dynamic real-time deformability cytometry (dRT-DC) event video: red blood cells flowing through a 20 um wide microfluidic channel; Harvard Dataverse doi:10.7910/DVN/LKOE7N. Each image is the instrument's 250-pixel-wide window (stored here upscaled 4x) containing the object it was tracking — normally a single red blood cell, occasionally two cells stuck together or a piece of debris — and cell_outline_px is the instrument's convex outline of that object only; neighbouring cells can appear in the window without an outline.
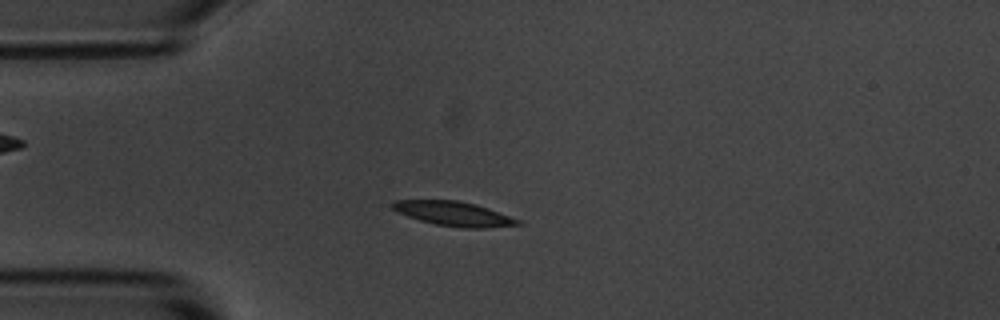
{"species": "common noctule bat (a hibernating species)", "species_latin": "Nyctalus noctula", "temperature_condition": "room temperature", "stored_images_in_passage": 52, "camera_frame_rate_fps": 3000, "um_per_image_px": 0.085, "animal": {"sex": "male", "body_mass_g": 20.1, "forearm_length_mm": 53.5}, "frame": {"image": 1, "passage_image": 10, "time_ms": 3.0, "image_size_px": [1000, 320], "cell_outline_px": [[524, 224], [484, 228], [464, 228], [436, 224], [420, 220], [396, 212], [388, 204], [392, 200], [456, 200], [476, 204], [488, 208], [520, 220]], "centroid_in_image_um": [38.53, 18.15], "position_along_channel_um": 46.5, "area_um2": 17.86}}
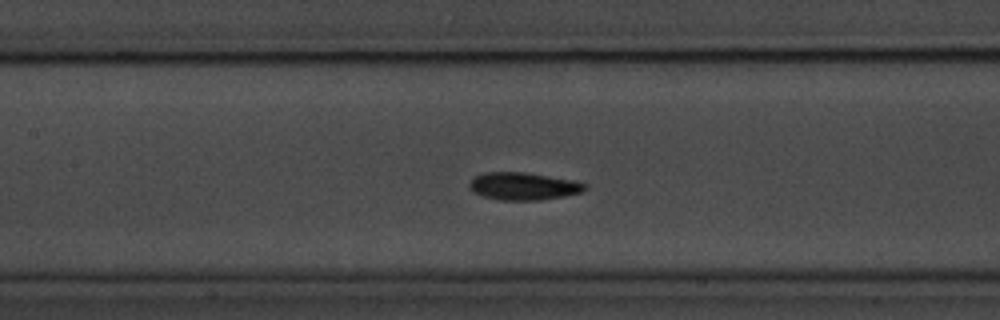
{"frame": {"image": 2, "passage_image": 21, "time_ms": 6.667, "image_size_px": [1000, 320], "cell_outline_px": [[588, 188], [584, 192], [564, 196], [540, 200], [500, 200], [484, 196], [472, 192], [468, 188], [468, 184], [472, 176], [484, 172], [524, 172], [572, 180], [588, 184]], "centroid_in_image_um": [44.46, 15.82], "position_along_channel_um": 162.9, "area_um2": 18.79}}
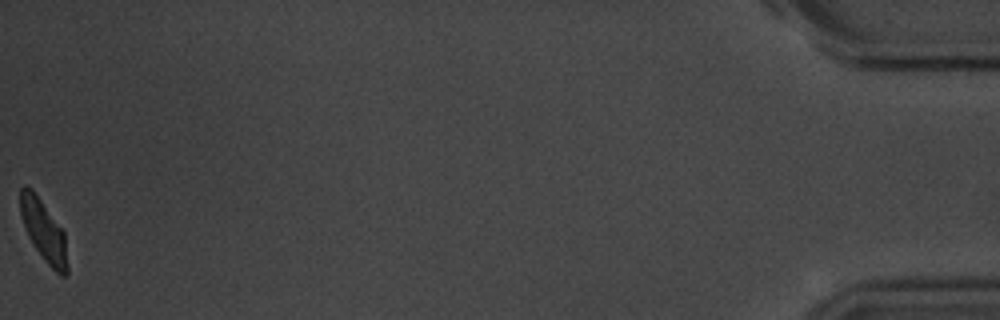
{"frame": {"image": 3, "passage_image": 52, "time_ms": 17.0, "image_size_px": [1000, 320], "cell_outline_px": [[68, 272], [64, 276], [60, 276], [44, 260], [28, 236], [20, 216], [20, 188], [24, 184], [32, 188], [64, 232], [68, 268]], "centroid_in_image_um": [3.7, 19.6], "position_along_channel_um": 431.5, "area_um2": 16.7}, "authors_computed_cell_mechanics": {"area_um2": 17.7446, "velocity_mm_per_s": 3.563, "shape_relaxation_time_tau1_ms": 7.133, "shape_relaxation_time_tau2_ms": 2.2333, "deformation_change_tau1": 0.2381, "deformation_change_tau2": 0.069}}